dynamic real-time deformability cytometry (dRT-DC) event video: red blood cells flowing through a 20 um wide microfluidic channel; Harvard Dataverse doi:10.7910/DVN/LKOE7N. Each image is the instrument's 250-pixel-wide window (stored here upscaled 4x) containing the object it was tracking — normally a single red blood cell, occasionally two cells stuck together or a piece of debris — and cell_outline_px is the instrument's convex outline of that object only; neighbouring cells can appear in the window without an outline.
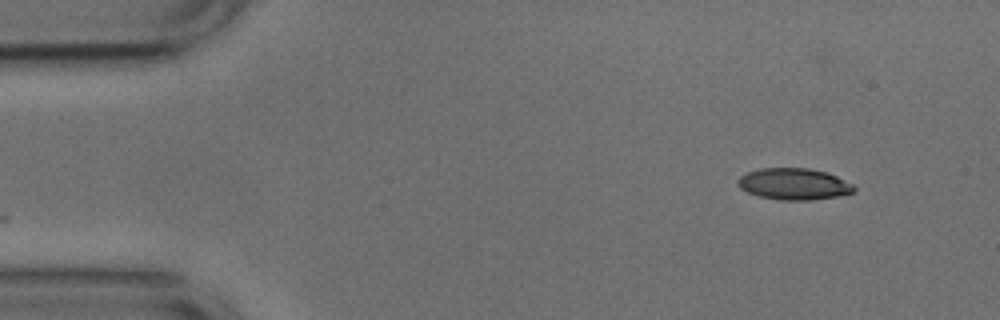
{"species": "common noctule bat (a hibernating species)", "species_latin": "Nyctalus noctula", "temperature_condition": "cold", "stored_images_in_passage": 9, "camera_frame_rate_fps": 3000, "um_per_image_px": 0.085, "animal": {"sex": "male", "body_mass_g": 17.9, "forearm_length_mm": 54.2}, "frame": {"image": 1, "passage_image": 1, "time_ms": 0.0, "image_size_px": [1000, 320], "cell_outline_px": [[856, 188], [852, 192], [836, 196], [808, 200], [780, 200], [760, 196], [748, 192], [740, 188], [736, 180], [740, 176], [748, 172], [760, 168], [808, 168], [824, 172], [836, 176], [852, 184]], "centroid_in_image_um": [67.44, 15.63], "position_along_channel_um": 17.6, "area_um2": 21.04}}